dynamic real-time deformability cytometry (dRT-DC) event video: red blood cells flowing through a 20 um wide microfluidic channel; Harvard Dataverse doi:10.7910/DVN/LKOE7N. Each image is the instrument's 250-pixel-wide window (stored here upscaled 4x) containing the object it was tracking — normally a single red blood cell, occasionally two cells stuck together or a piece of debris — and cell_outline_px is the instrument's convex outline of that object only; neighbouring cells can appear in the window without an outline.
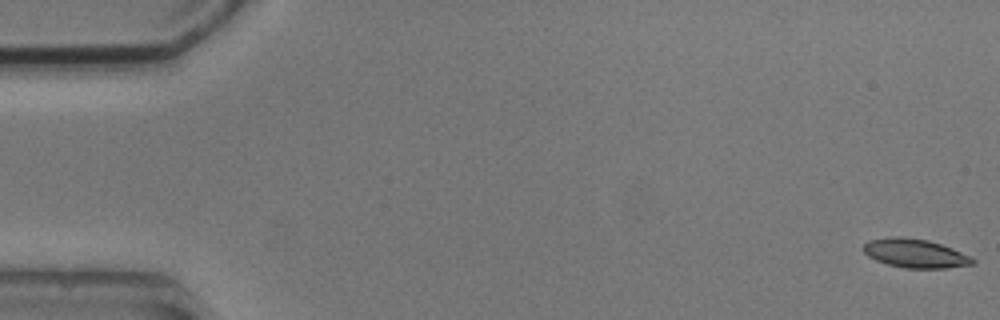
{"species": "common noctule bat (a hibernating species)", "species_latin": "Nyctalus noctula", "temperature_condition": "cold", "stored_images_in_passage": 5, "camera_frame_rate_fps": 3000, "um_per_image_px": 0.085, "animal": {"sex": "male", "body_mass_g": 20.5, "forearm_length_mm": 52.5}, "frame": {"image": 1, "passage_image": 1, "time_ms": 0.0, "image_size_px": [1000, 320], "cell_outline_px": [[976, 260], [972, 264], [944, 268], [904, 268], [888, 264], [876, 260], [868, 256], [864, 252], [864, 244], [868, 240], [888, 236], [900, 236], [928, 240], [952, 248], [972, 256]], "centroid_in_image_um": [77.78, 21.52], "position_along_channel_um": 7.2, "area_um2": 18.38}}
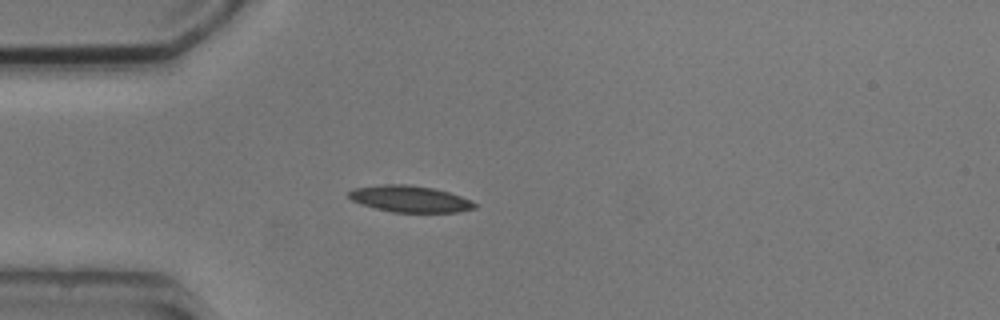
{"frame": {"image": 2, "passage_image": 5, "time_ms": 4.667, "image_size_px": [1000, 320], "cell_outline_px": [[476, 208], [456, 212], [392, 212], [360, 204], [352, 200], [348, 196], [348, 192], [352, 188], [380, 184], [408, 184], [432, 188], [448, 192], [472, 200], [476, 204]], "centroid_in_image_um": [34.81, 16.9], "position_along_channel_um": 50.2, "area_um2": 19.48}}